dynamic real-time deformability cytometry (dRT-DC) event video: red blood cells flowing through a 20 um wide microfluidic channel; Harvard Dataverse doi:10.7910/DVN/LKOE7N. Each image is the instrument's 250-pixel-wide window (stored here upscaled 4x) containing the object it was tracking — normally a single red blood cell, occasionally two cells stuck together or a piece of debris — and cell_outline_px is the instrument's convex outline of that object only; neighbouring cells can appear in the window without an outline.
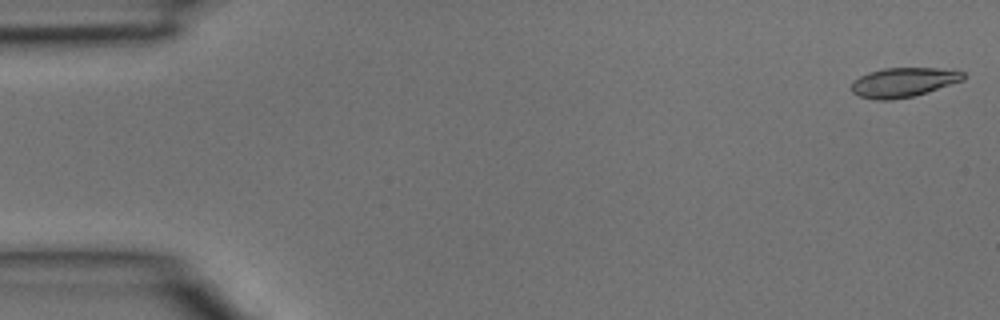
{"species": "common noctule bat (a hibernating species)", "species_latin": "Nyctalus noctula", "temperature_condition": "room temperature", "stored_images_in_passage": 41, "camera_frame_rate_fps": 3000, "um_per_image_px": 0.085, "animal": {"sex": "male", "body_mass_g": 15.6}, "frame": {"image": 1, "passage_image": 1, "time_ms": 0.0, "image_size_px": [1000, 320], "cell_outline_px": [[964, 80], [912, 96], [892, 100], [876, 100], [860, 96], [852, 92], [852, 80], [868, 72], [884, 68], [936, 68], [964, 72]], "centroid_in_image_um": [76.74, 6.99], "position_along_channel_um": 8.3, "area_um2": 18.96}}
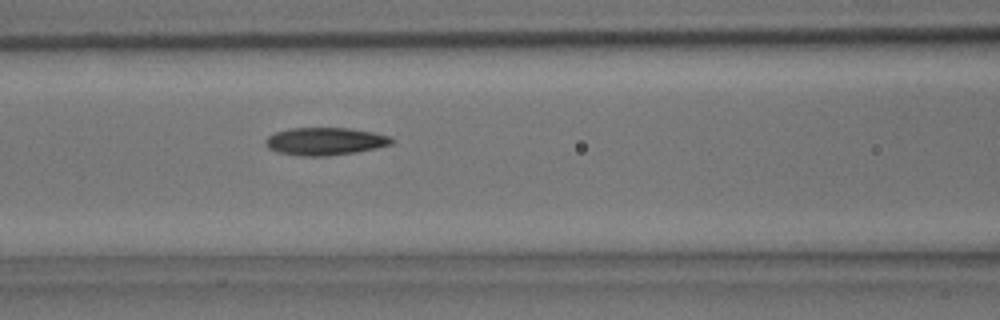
{"frame": {"image": 2, "passage_image": 17, "time_ms": 5.333, "image_size_px": [1000, 320], "cell_outline_px": [[396, 140], [392, 144], [376, 148], [356, 152], [328, 156], [300, 156], [276, 152], [268, 148], [264, 144], [264, 140], [268, 136], [276, 132], [288, 128], [348, 128], [372, 132], [392, 136]], "centroid_in_image_um": [27.63, 12.01], "position_along_channel_um": 139.0, "area_um2": 20.58}}
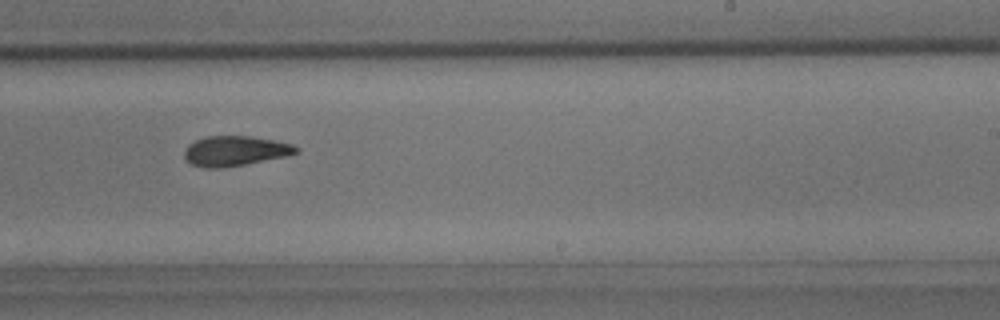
{"frame": {"image": 3, "passage_image": 25, "time_ms": 8.0, "image_size_px": [1000, 320], "cell_outline_px": [[300, 152], [284, 156], [244, 164], [220, 168], [204, 168], [192, 164], [184, 160], [184, 152], [188, 144], [204, 136], [252, 136], [292, 144], [300, 148]], "centroid_in_image_um": [19.95, 12.82], "position_along_channel_um": 269.1, "area_um2": 19.48}}